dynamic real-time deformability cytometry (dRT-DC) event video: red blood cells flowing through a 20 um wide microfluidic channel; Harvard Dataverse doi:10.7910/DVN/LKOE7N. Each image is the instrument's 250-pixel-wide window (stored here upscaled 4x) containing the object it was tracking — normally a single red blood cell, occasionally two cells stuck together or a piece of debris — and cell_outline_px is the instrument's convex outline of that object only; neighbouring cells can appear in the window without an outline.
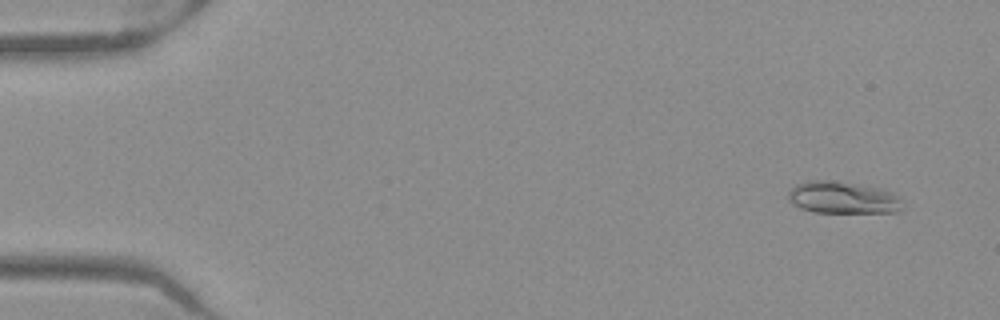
{"species": "Egyptian fruit bat (a non-hibernating species)", "species_latin": "Rousettus aegyptiacus", "temperature_condition": "warm", "stored_images_in_passage": 52, "camera_frame_rate_fps": 3000, "um_per_image_px": 0.085, "frame": {"image": 1, "passage_image": 4, "time_ms": 1.0, "image_size_px": [1000, 320], "cell_outline_px": [[904, 208], [900, 212], [812, 212], [800, 208], [792, 204], [788, 200], [788, 192], [796, 184], [808, 180], [836, 180], [880, 188], [892, 192], [896, 196]], "centroid_in_image_um": [71.6, 16.79], "position_along_channel_um": 13.4, "area_um2": 21.5}}
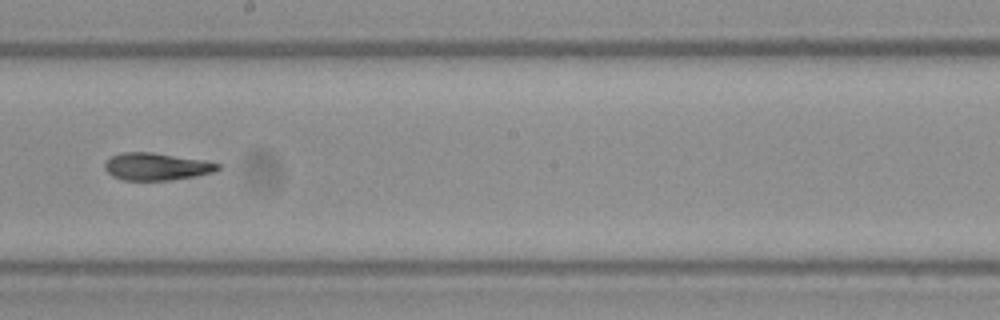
{"frame": {"image": 2, "passage_image": 30, "time_ms": 9.667, "image_size_px": [1000, 320], "cell_outline_px": [[220, 168], [212, 172], [196, 176], [168, 180], [124, 180], [112, 176], [104, 168], [104, 164], [112, 156], [120, 152], [152, 152], [204, 160], [220, 164]], "centroid_in_image_um": [13.28, 14.15], "position_along_channel_um": 234.9, "area_um2": 17.92}}
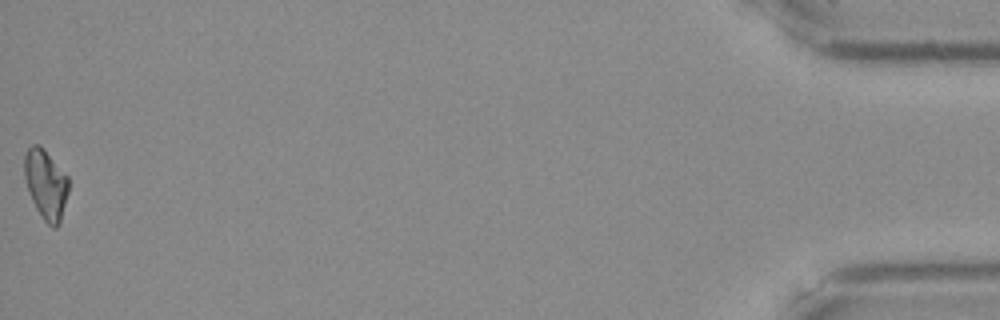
{"frame": {"image": 3, "passage_image": 52, "time_ms": 17.0, "image_size_px": [1000, 320], "cell_outline_px": [[68, 192], [60, 224], [56, 228], [52, 228], [44, 220], [36, 208], [32, 200], [24, 176], [24, 156], [28, 148], [32, 144], [40, 144], [44, 148], [68, 176]], "centroid_in_image_um": [3.9, 15.65], "position_along_channel_um": 431.3, "area_um2": 17.98}, "authors_computed_cell_mechanics": {"area_um2": 18.6116, "velocity_mm_per_s": 3.9918, "shape_relaxation_time_tau1_ms": 6.5446, "shape_relaxation_time_tau2_ms": 3.1805, "deformation_change_tau1": 0.2056, "deformation_change_tau2": 0.0795}}